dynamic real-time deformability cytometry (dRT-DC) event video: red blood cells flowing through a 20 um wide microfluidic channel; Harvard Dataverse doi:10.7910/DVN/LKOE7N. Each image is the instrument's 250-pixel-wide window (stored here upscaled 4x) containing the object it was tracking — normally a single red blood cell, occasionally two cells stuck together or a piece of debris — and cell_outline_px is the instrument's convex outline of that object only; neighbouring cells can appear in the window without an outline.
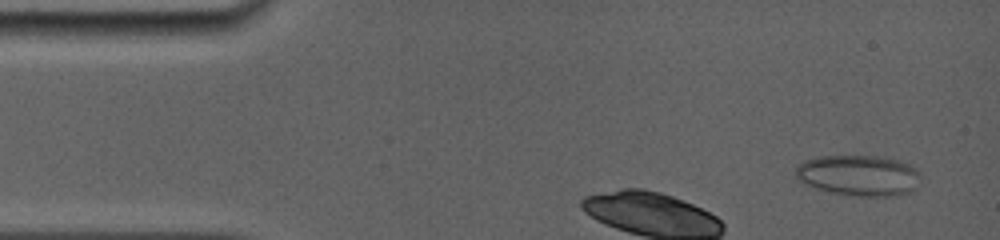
{"species": "common noctule bat (a hibernating species)", "species_latin": "Nyctalus noctula", "temperature_condition": "room temperature", "stored_images_in_passage": 6, "camera_frame_rate_fps": 5000, "um_per_image_px": 0.085, "animal": {"sex": "female", "body_mass_g": 19.0, "forearm_length_mm": 56.7}, "frame": {"image": 1, "passage_image": 2, "time_ms": 0.4, "image_size_px": [1000, 240], "cell_outline_px": [[920, 176], [916, 188], [912, 192], [896, 196], [852, 196], [832, 192], [816, 188], [804, 184], [796, 180], [792, 172], [796, 164], [804, 160], [820, 156], [880, 156], [896, 160], [908, 164], [916, 168], [920, 172]], "centroid_in_image_um": [72.94, 14.91], "position_along_channel_um": 12.1, "area_um2": 30.29}}